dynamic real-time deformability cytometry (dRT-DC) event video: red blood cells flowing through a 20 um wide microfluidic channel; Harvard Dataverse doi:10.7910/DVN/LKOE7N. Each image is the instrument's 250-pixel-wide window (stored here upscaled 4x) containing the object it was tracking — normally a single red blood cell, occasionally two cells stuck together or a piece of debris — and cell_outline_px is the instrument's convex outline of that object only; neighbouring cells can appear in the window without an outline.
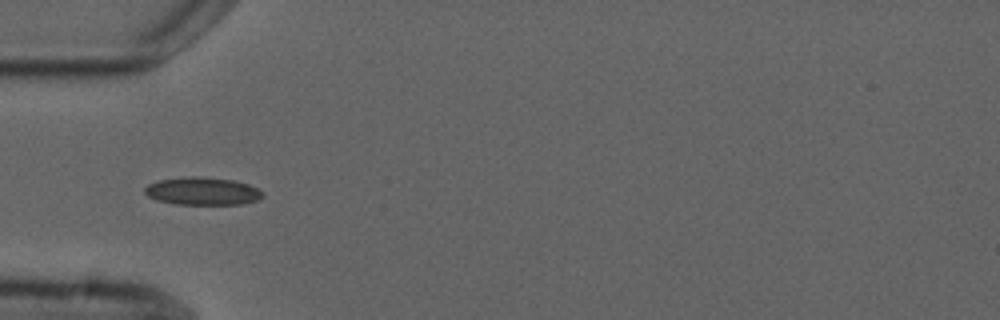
{"species": "common noctule bat (a hibernating species)", "species_latin": "Nyctalus noctula", "temperature_condition": "cold", "stored_images_in_passage": 7, "camera_frame_rate_fps": 3000, "um_per_image_px": 0.085, "animal": {"sex": "male", "forearm_length_mm": 52.5}, "frame": {"image": 1, "passage_image": 5, "time_ms": 5.333, "image_size_px": [1000, 320], "cell_outline_px": [[264, 196], [256, 200], [244, 204], [176, 204], [156, 200], [148, 196], [144, 192], [144, 188], [148, 184], [156, 180], [188, 176], [196, 176], [232, 180], [248, 184], [264, 192]], "centroid_in_image_um": [17.18, 16.24], "position_along_channel_um": 67.8, "area_um2": 19.13}}
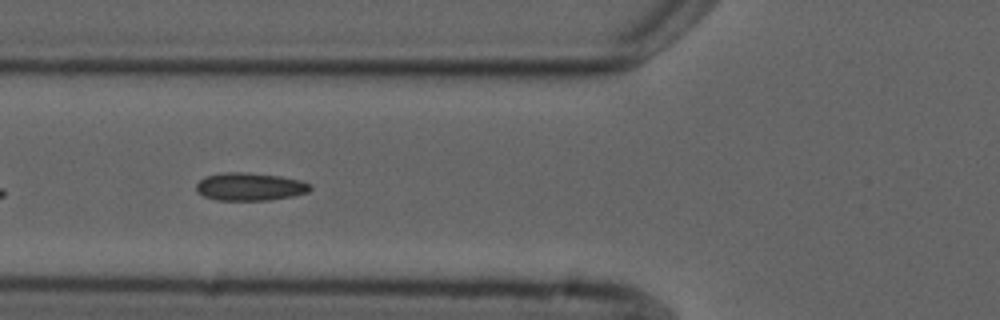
{"frame": {"image": 2, "passage_image": 6, "time_ms": 6.333, "image_size_px": [1000, 320], "cell_outline_px": [[312, 188], [308, 192], [296, 196], [268, 200], [216, 200], [204, 196], [196, 192], [196, 184], [204, 176], [224, 172], [248, 172], [280, 176], [300, 180], [312, 184]], "centroid_in_image_um": [21.25, 15.86], "position_along_channel_um": 104.5, "area_um2": 18.79}}
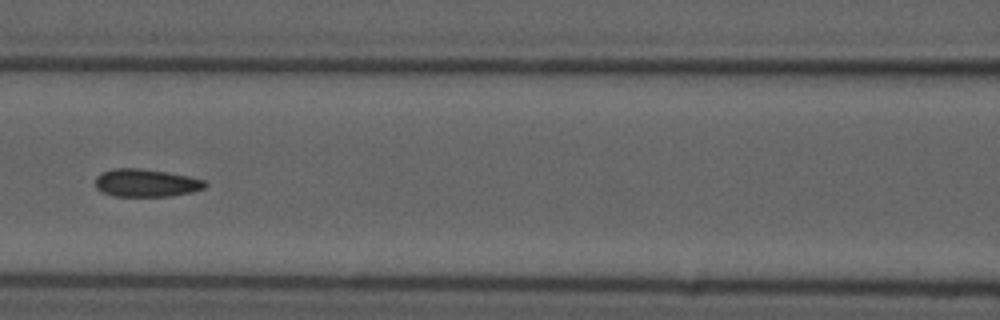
{"frame": {"image": 3, "passage_image": 7, "time_ms": 7.667, "image_size_px": [1000, 320], "cell_outline_px": [[208, 184], [204, 188], [192, 192], [168, 196], [112, 196], [100, 192], [96, 188], [96, 176], [100, 172], [112, 168], [140, 168], [168, 172], [188, 176], [204, 180]], "centroid_in_image_um": [12.38, 15.54], "position_along_channel_um": 154.2, "area_um2": 17.98}}